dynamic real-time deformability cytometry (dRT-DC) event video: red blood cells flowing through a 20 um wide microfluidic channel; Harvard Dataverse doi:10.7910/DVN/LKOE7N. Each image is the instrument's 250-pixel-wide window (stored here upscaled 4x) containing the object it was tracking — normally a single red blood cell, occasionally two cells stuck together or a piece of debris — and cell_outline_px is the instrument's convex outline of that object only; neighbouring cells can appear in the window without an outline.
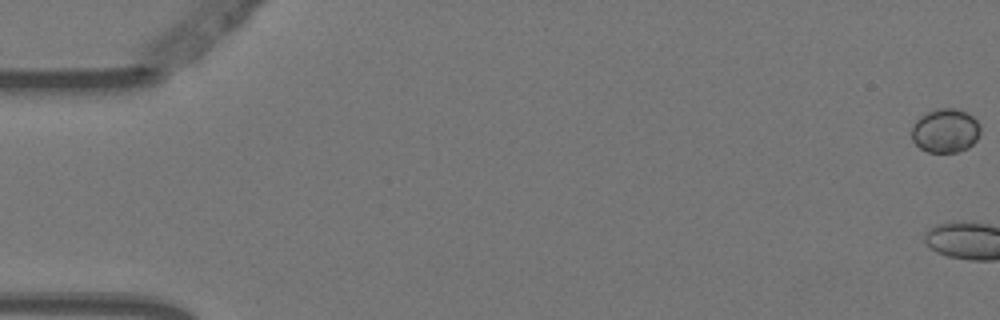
{"species": "Egyptian fruit bat (a non-hibernating species)", "species_latin": "Rousettus aegyptiacus", "temperature_condition": "warm", "stored_images_in_passage": 5, "camera_frame_rate_fps": 3000, "um_per_image_px": 0.085, "animal": {"sex": "female"}, "frame": {"image": 1, "passage_image": 1, "time_ms": 0.0, "image_size_px": [1000, 320], "cell_outline_px": [[980, 132], [976, 140], [968, 148], [956, 152], [928, 152], [920, 148], [912, 140], [912, 128], [916, 120], [920, 116], [936, 108], [956, 108], [968, 112], [980, 124]], "centroid_in_image_um": [80.37, 11.09], "position_along_channel_um": 4.6, "area_um2": 17.69}}